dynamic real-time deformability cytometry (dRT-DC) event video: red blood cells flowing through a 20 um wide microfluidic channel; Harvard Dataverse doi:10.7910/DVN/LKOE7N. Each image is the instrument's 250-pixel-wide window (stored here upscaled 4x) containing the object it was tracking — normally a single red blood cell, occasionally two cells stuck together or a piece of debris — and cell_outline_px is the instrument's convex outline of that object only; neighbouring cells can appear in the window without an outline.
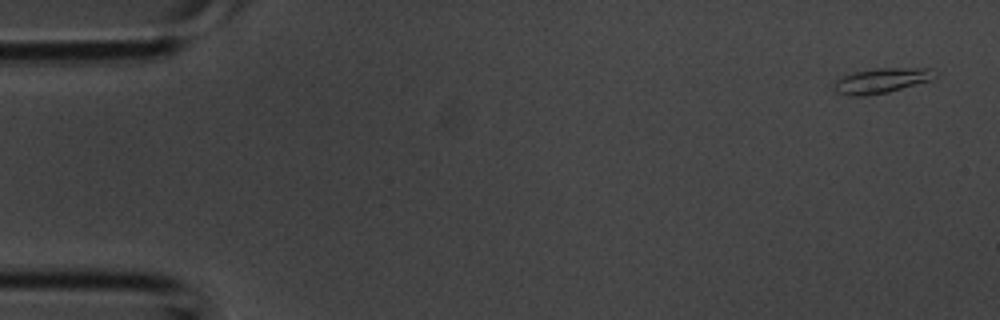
{"species": "common noctule bat (a hibernating species)", "species_latin": "Nyctalus noctula", "temperature_condition": "room temperature", "stored_images_in_passage": 4, "camera_frame_rate_fps": 3000, "um_per_image_px": 0.085, "animal": {"sex": "male", "body_mass_g": 20.1, "forearm_length_mm": 53.5}, "frame": {"image": 1, "passage_image": 1, "time_ms": 0.0, "image_size_px": [1000, 320], "cell_outline_px": [[936, 76], [932, 80], [888, 92], [864, 96], [852, 96], [836, 92], [832, 84], [840, 76], [852, 72], [872, 68], [932, 68]], "centroid_in_image_um": [74.89, 6.84], "position_along_channel_um": 10.1, "area_um2": 14.91}}